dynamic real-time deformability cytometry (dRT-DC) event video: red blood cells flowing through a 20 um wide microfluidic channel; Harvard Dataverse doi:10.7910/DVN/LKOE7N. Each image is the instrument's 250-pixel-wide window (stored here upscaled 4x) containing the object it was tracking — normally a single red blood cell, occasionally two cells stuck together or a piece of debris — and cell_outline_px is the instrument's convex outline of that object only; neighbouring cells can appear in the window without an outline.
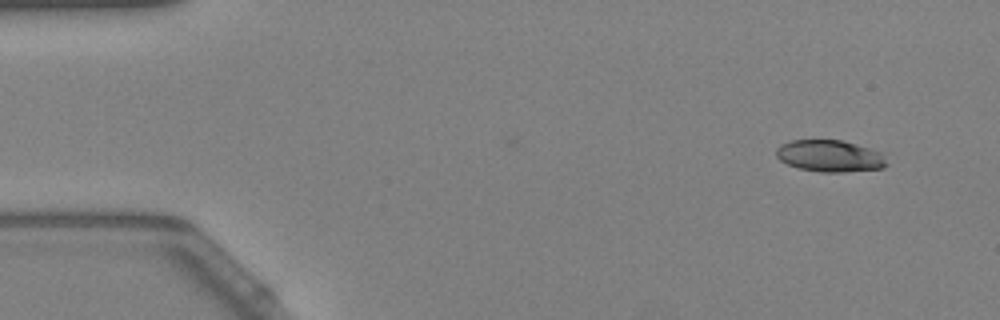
{"species": "Egyptian fruit bat (a non-hibernating species)", "species_latin": "Rousettus aegyptiacus", "temperature_condition": "warm", "stored_images_in_passage": 5, "camera_frame_rate_fps": 3000, "um_per_image_px": 0.085, "animal": {"sex": "female"}, "frame": {"image": 1, "passage_image": 1, "time_ms": 0.0, "image_size_px": [1000, 320], "cell_outline_px": [[888, 164], [884, 168], [840, 172], [820, 172], [800, 168], [788, 164], [780, 160], [776, 156], [776, 148], [780, 144], [792, 140], [844, 140], [884, 152]], "centroid_in_image_um": [70.58, 13.25], "position_along_channel_um": 14.4, "area_um2": 20.69}}